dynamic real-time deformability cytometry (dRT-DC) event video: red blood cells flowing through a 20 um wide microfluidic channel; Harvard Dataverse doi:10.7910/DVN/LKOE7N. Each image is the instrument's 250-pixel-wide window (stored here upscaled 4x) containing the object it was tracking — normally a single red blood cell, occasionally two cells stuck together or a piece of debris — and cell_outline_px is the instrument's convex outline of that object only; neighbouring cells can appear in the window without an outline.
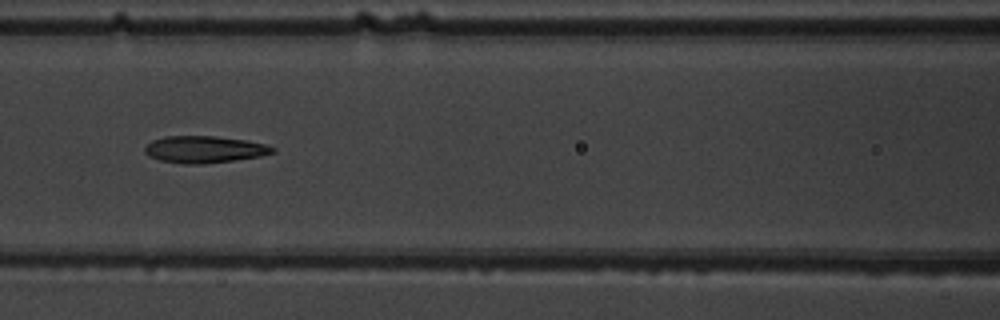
{"species": "common noctule bat (a hibernating species)", "species_latin": "Nyctalus noctula", "temperature_condition": "warm", "stored_images_in_passage": 9, "camera_frame_rate_fps": 3000, "um_per_image_px": 0.085, "animal": {"sex": "male", "body_mass_g": 19.5, "forearm_length_mm": 54.6}, "frame": {"image": 1, "passage_image": 7, "time_ms": 7.0, "image_size_px": [1000, 320], "cell_outline_px": [[276, 152], [260, 156], [232, 160], [200, 164], [184, 164], [160, 160], [148, 156], [144, 152], [144, 148], [152, 140], [164, 136], [216, 136], [244, 140], [264, 144], [276, 148]], "centroid_in_image_um": [17.34, 12.69], "position_along_channel_um": 149.3, "area_um2": 19.94}}
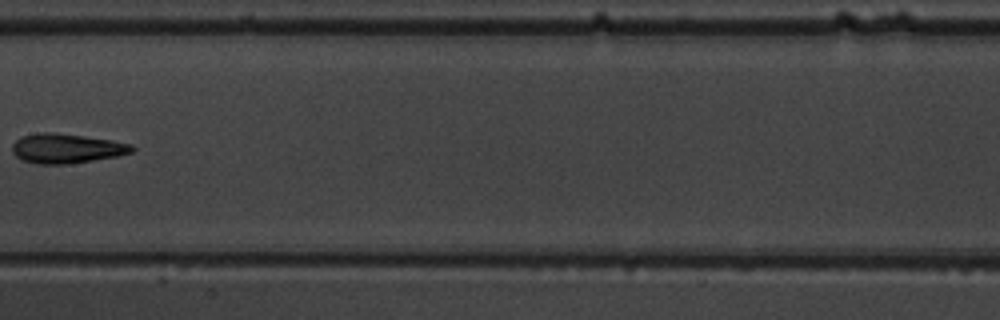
{"frame": {"image": 2, "passage_image": 8, "time_ms": 8.333, "image_size_px": [1000, 320], "cell_outline_px": [[136, 148], [132, 152], [116, 156], [68, 164], [36, 164], [20, 160], [12, 152], [12, 144], [20, 136], [40, 132], [56, 132], [112, 140], [132, 144]], "centroid_in_image_um": [5.61, 12.61], "position_along_channel_um": 201.8, "area_um2": 20.81}}
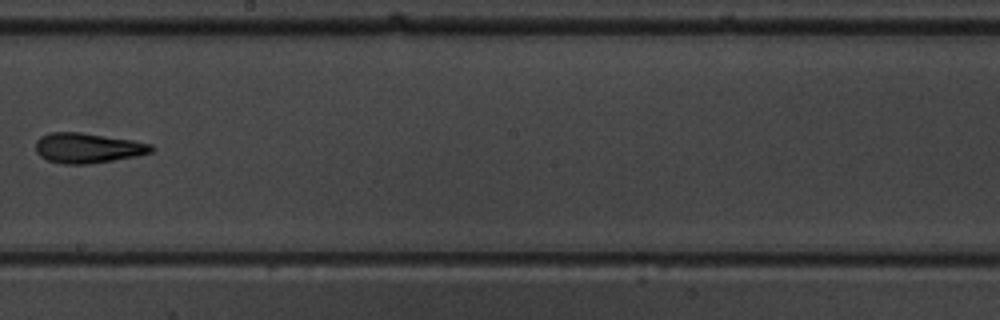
{"frame": {"image": 3, "passage_image": 9, "time_ms": 9.333, "image_size_px": [1000, 320], "cell_outline_px": [[156, 148], [152, 152], [136, 156], [88, 164], [64, 164], [48, 160], [40, 156], [36, 152], [36, 140], [40, 136], [52, 132], [80, 132], [132, 140], [152, 144]], "centroid_in_image_um": [7.45, 12.57], "position_along_channel_um": 240.7, "area_um2": 20.23}}